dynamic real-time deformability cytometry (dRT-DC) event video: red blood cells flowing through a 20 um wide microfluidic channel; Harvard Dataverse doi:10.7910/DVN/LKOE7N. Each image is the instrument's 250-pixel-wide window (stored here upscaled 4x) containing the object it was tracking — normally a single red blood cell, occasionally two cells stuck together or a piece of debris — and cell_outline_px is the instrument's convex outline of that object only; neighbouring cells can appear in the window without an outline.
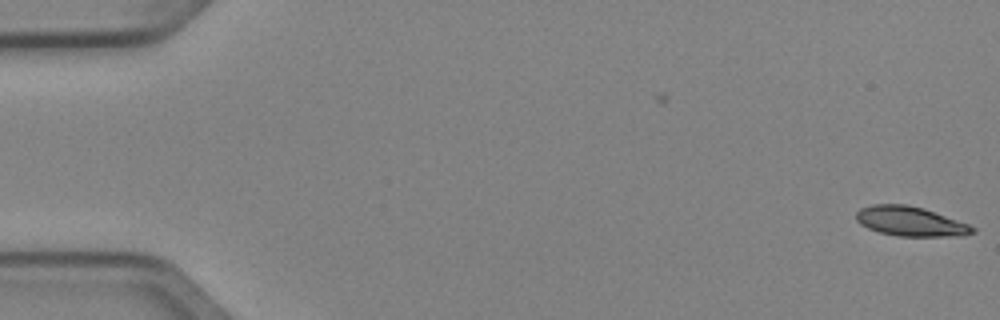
{"species": "Egyptian fruit bat (a non-hibernating species)", "species_latin": "Rousettus aegyptiacus", "temperature_condition": "cold", "stored_images_in_passage": 5, "camera_frame_rate_fps": 3000, "um_per_image_px": 0.085, "animal": {"sex": "female"}, "frame": {"image": 1, "passage_image": 5, "time_ms": 1.333, "image_size_px": [1000, 320], "cell_outline_px": [[976, 232], [964, 236], [900, 236], [880, 232], [868, 228], [860, 224], [856, 220], [856, 212], [860, 208], [872, 204], [908, 204], [924, 208], [968, 224], [976, 228]], "centroid_in_image_um": [77.39, 18.81], "position_along_channel_um": 7.6, "area_um2": 20.11}}